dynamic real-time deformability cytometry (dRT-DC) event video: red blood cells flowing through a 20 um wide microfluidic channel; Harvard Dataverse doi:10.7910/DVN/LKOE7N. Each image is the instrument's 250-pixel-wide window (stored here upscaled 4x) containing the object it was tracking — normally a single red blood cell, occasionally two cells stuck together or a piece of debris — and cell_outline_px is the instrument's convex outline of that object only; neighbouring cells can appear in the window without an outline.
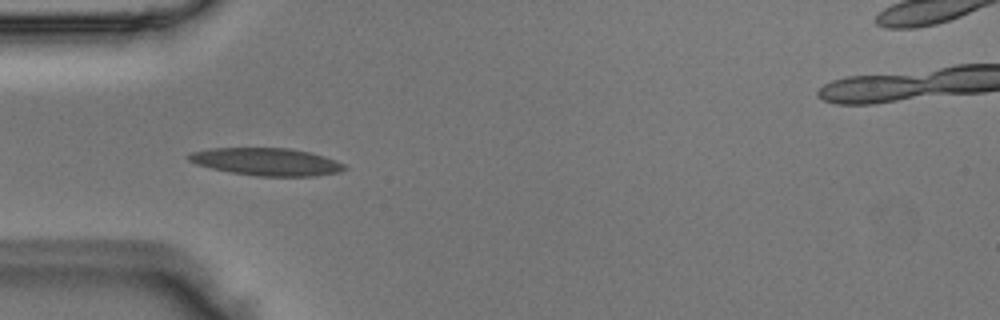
{"species": "Egyptian fruit bat (a non-hibernating species)", "species_latin": "Rousettus aegyptiacus", "temperature_condition": "room temperature", "stored_images_in_passage": 17, "camera_frame_rate_fps": 3000, "um_per_image_px": 0.085, "animal": {"sex": "male"}, "frame": {"image": 1, "passage_image": 4, "time_ms": 1.0, "image_size_px": [1000, 320], "cell_outline_px": [[348, 168], [340, 172], [312, 176], [256, 176], [232, 172], [212, 168], [196, 164], [188, 160], [184, 156], [192, 152], [208, 148], [288, 148], [312, 152], [336, 160], [344, 164]], "centroid_in_image_um": [22.66, 13.74], "position_along_channel_um": 62.3, "area_um2": 25.09}}
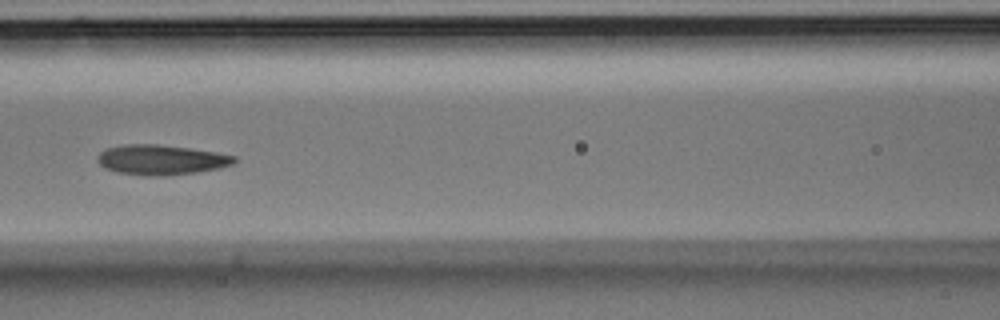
{"frame": {"image": 2, "passage_image": 11, "time_ms": 3.333, "image_size_px": [1000, 320], "cell_outline_px": [[236, 160], [232, 164], [220, 168], [196, 172], [164, 176], [148, 176], [116, 172], [104, 168], [96, 160], [96, 156], [100, 152], [108, 148], [124, 144], [160, 144], [216, 152], [236, 156]], "centroid_in_image_um": [13.67, 13.58], "position_along_channel_um": 152.9, "area_um2": 23.99}}
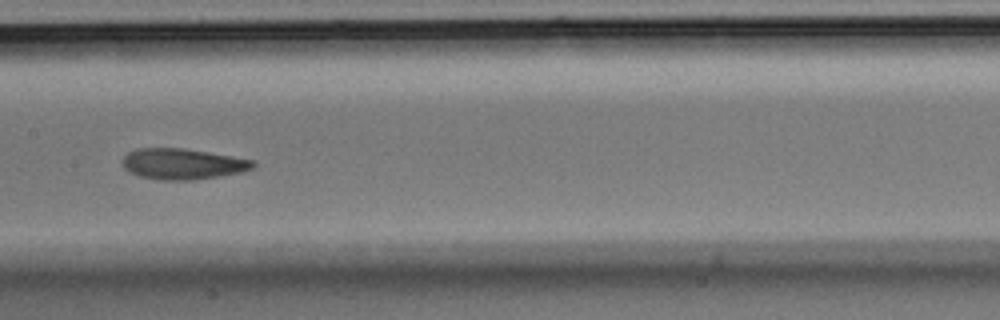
{"frame": {"image": 3, "passage_image": 14, "time_ms": 4.333, "image_size_px": [1000, 320], "cell_outline_px": [[256, 164], [252, 168], [244, 172], [220, 176], [192, 180], [160, 180], [140, 176], [128, 172], [124, 168], [124, 156], [128, 152], [136, 148], [180, 148], [232, 156], [256, 160]], "centroid_in_image_um": [15.55, 13.94], "position_along_channel_um": 191.9, "area_um2": 23.47}}